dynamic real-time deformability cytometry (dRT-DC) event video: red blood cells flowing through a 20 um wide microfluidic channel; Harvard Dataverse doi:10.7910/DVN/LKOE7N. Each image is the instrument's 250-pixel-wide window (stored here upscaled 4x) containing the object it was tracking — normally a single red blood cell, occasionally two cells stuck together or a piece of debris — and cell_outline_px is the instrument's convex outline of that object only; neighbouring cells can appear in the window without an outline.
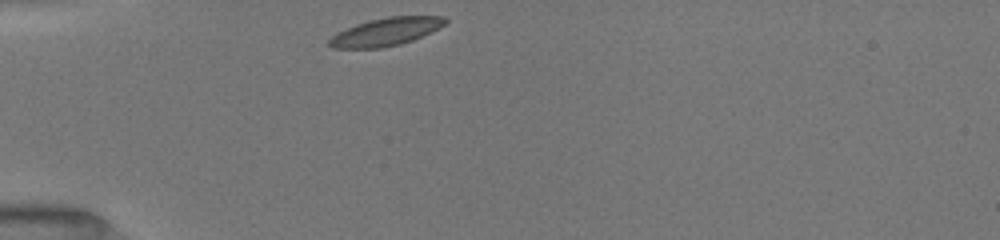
{"species": "common noctule bat (a hibernating species)", "species_latin": "Nyctalus noctula", "temperature_condition": "room temperature", "stored_images_in_passage": 31, "camera_frame_rate_fps": 3000, "um_per_image_px": 0.085, "animal": {"sex": "female", "body_mass_g": 19.5, "forearm_length_mm": 54.1}, "frame": {"image": 1, "passage_image": 1, "time_ms": 0.0, "image_size_px": [1000, 240], "cell_outline_px": [[448, 20], [444, 24], [412, 40], [400, 44], [380, 48], [332, 48], [324, 44], [332, 36], [356, 24], [388, 16], [444, 16]], "centroid_in_image_um": [32.74, 2.71], "position_along_channel_um": 52.3, "area_um2": 18.5}}
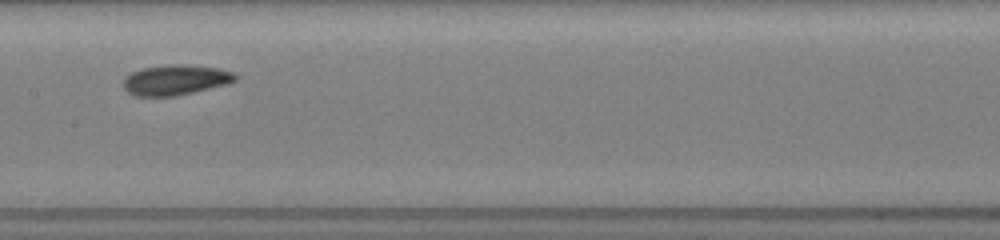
{"frame": {"image": 2, "passage_image": 13, "time_ms": 4.0, "image_size_px": [1000, 240], "cell_outline_px": [[236, 80], [228, 84], [176, 96], [132, 96], [124, 88], [124, 80], [132, 72], [144, 68], [172, 64], [188, 64], [216, 68], [232, 72], [236, 76]], "centroid_in_image_um": [14.92, 6.8], "position_along_channel_um": 192.5, "area_um2": 19.59}}
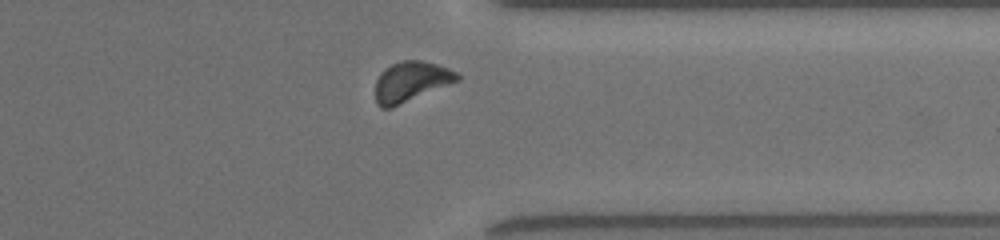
{"frame": {"image": 3, "passage_image": 27, "time_ms": 8.667, "image_size_px": [1000, 240], "cell_outline_px": [[460, 80], [392, 108], [380, 108], [376, 104], [376, 80], [380, 72], [384, 68], [392, 64], [404, 60], [420, 60], [436, 64], [448, 68], [456, 72], [460, 76]], "centroid_in_image_um": [34.91, 6.94], "position_along_channel_um": 376.5, "area_um2": 19.19}, "authors_computed_cell_mechanics": {"area_um2": 19.1896, "velocity_mm_per_s": 3.9729, "shape_relaxation_time_tau1_ms": 1.8215, "shape_relaxation_time_tau2_ms": 2.8756, "deformation_change_tau1": 0.0921, "deformation_change_tau2": 0.0815}}